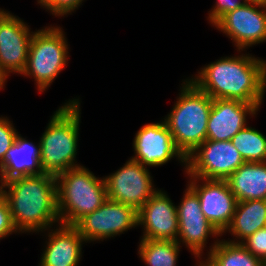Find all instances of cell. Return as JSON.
I'll use <instances>...</instances> for the list:
<instances>
[{
  "label": "cell",
  "instance_id": "cell-1",
  "mask_svg": "<svg viewBox=\"0 0 266 266\" xmlns=\"http://www.w3.org/2000/svg\"><path fill=\"white\" fill-rule=\"evenodd\" d=\"M189 79L212 99L262 104L266 92V60L250 53L221 57Z\"/></svg>",
  "mask_w": 266,
  "mask_h": 266
},
{
  "label": "cell",
  "instance_id": "cell-2",
  "mask_svg": "<svg viewBox=\"0 0 266 266\" xmlns=\"http://www.w3.org/2000/svg\"><path fill=\"white\" fill-rule=\"evenodd\" d=\"M0 192L8 202L19 233H42L60 224L54 175L14 177L0 184Z\"/></svg>",
  "mask_w": 266,
  "mask_h": 266
},
{
  "label": "cell",
  "instance_id": "cell-3",
  "mask_svg": "<svg viewBox=\"0 0 266 266\" xmlns=\"http://www.w3.org/2000/svg\"><path fill=\"white\" fill-rule=\"evenodd\" d=\"M79 98L69 99L50 117L47 127L39 139L40 165L44 173L57 176L77 163L79 127L81 122Z\"/></svg>",
  "mask_w": 266,
  "mask_h": 266
},
{
  "label": "cell",
  "instance_id": "cell-4",
  "mask_svg": "<svg viewBox=\"0 0 266 266\" xmlns=\"http://www.w3.org/2000/svg\"><path fill=\"white\" fill-rule=\"evenodd\" d=\"M181 85L177 101L163 119L177 148L187 158L207 138L213 99L188 78Z\"/></svg>",
  "mask_w": 266,
  "mask_h": 266
},
{
  "label": "cell",
  "instance_id": "cell-5",
  "mask_svg": "<svg viewBox=\"0 0 266 266\" xmlns=\"http://www.w3.org/2000/svg\"><path fill=\"white\" fill-rule=\"evenodd\" d=\"M56 177L60 224L74 226L106 200V184L85 166L71 168Z\"/></svg>",
  "mask_w": 266,
  "mask_h": 266
},
{
  "label": "cell",
  "instance_id": "cell-6",
  "mask_svg": "<svg viewBox=\"0 0 266 266\" xmlns=\"http://www.w3.org/2000/svg\"><path fill=\"white\" fill-rule=\"evenodd\" d=\"M66 34L60 26L34 31L27 64L21 75L33 77L38 91L44 92L67 66L70 54Z\"/></svg>",
  "mask_w": 266,
  "mask_h": 266
},
{
  "label": "cell",
  "instance_id": "cell-7",
  "mask_svg": "<svg viewBox=\"0 0 266 266\" xmlns=\"http://www.w3.org/2000/svg\"><path fill=\"white\" fill-rule=\"evenodd\" d=\"M244 163V159L231 140L206 139L187 157L185 174L188 177L226 180Z\"/></svg>",
  "mask_w": 266,
  "mask_h": 266
},
{
  "label": "cell",
  "instance_id": "cell-8",
  "mask_svg": "<svg viewBox=\"0 0 266 266\" xmlns=\"http://www.w3.org/2000/svg\"><path fill=\"white\" fill-rule=\"evenodd\" d=\"M148 168L130 157L122 167L104 177L107 199L138 211L158 190Z\"/></svg>",
  "mask_w": 266,
  "mask_h": 266
},
{
  "label": "cell",
  "instance_id": "cell-9",
  "mask_svg": "<svg viewBox=\"0 0 266 266\" xmlns=\"http://www.w3.org/2000/svg\"><path fill=\"white\" fill-rule=\"evenodd\" d=\"M138 211L107 199L97 210L82 217L74 227L86 243L103 241L138 226Z\"/></svg>",
  "mask_w": 266,
  "mask_h": 266
},
{
  "label": "cell",
  "instance_id": "cell-10",
  "mask_svg": "<svg viewBox=\"0 0 266 266\" xmlns=\"http://www.w3.org/2000/svg\"><path fill=\"white\" fill-rule=\"evenodd\" d=\"M213 27L226 34L237 52L266 42V5L245 2L226 13Z\"/></svg>",
  "mask_w": 266,
  "mask_h": 266
},
{
  "label": "cell",
  "instance_id": "cell-11",
  "mask_svg": "<svg viewBox=\"0 0 266 266\" xmlns=\"http://www.w3.org/2000/svg\"><path fill=\"white\" fill-rule=\"evenodd\" d=\"M133 149L131 158L145 167H159L176 158L186 172L187 158L177 148L164 120L143 125L135 134Z\"/></svg>",
  "mask_w": 266,
  "mask_h": 266
},
{
  "label": "cell",
  "instance_id": "cell-12",
  "mask_svg": "<svg viewBox=\"0 0 266 266\" xmlns=\"http://www.w3.org/2000/svg\"><path fill=\"white\" fill-rule=\"evenodd\" d=\"M177 208L179 222L177 242L185 245L196 258H203V250L210 237L222 235L202 213L197 193L187 184ZM182 242V243H181Z\"/></svg>",
  "mask_w": 266,
  "mask_h": 266
},
{
  "label": "cell",
  "instance_id": "cell-13",
  "mask_svg": "<svg viewBox=\"0 0 266 266\" xmlns=\"http://www.w3.org/2000/svg\"><path fill=\"white\" fill-rule=\"evenodd\" d=\"M20 17L2 9L0 11V67L10 73L25 70L31 38L34 34Z\"/></svg>",
  "mask_w": 266,
  "mask_h": 266
},
{
  "label": "cell",
  "instance_id": "cell-14",
  "mask_svg": "<svg viewBox=\"0 0 266 266\" xmlns=\"http://www.w3.org/2000/svg\"><path fill=\"white\" fill-rule=\"evenodd\" d=\"M189 180L187 183L197 193L202 213L222 234L230 225L238 203L227 181L199 177Z\"/></svg>",
  "mask_w": 266,
  "mask_h": 266
},
{
  "label": "cell",
  "instance_id": "cell-15",
  "mask_svg": "<svg viewBox=\"0 0 266 266\" xmlns=\"http://www.w3.org/2000/svg\"><path fill=\"white\" fill-rule=\"evenodd\" d=\"M137 219L143 229L141 239L177 241V208L165 191L158 189L138 210Z\"/></svg>",
  "mask_w": 266,
  "mask_h": 266
},
{
  "label": "cell",
  "instance_id": "cell-16",
  "mask_svg": "<svg viewBox=\"0 0 266 266\" xmlns=\"http://www.w3.org/2000/svg\"><path fill=\"white\" fill-rule=\"evenodd\" d=\"M261 104L238 100L213 99L207 123V138L213 141L231 140L247 125L248 115L256 116Z\"/></svg>",
  "mask_w": 266,
  "mask_h": 266
},
{
  "label": "cell",
  "instance_id": "cell-17",
  "mask_svg": "<svg viewBox=\"0 0 266 266\" xmlns=\"http://www.w3.org/2000/svg\"><path fill=\"white\" fill-rule=\"evenodd\" d=\"M46 231L48 241L38 266H78L82 245L86 243L78 230L71 225L59 224Z\"/></svg>",
  "mask_w": 266,
  "mask_h": 266
},
{
  "label": "cell",
  "instance_id": "cell-18",
  "mask_svg": "<svg viewBox=\"0 0 266 266\" xmlns=\"http://www.w3.org/2000/svg\"><path fill=\"white\" fill-rule=\"evenodd\" d=\"M39 159L40 142L34 144L18 134L0 166V184L14 177L44 173Z\"/></svg>",
  "mask_w": 266,
  "mask_h": 266
},
{
  "label": "cell",
  "instance_id": "cell-19",
  "mask_svg": "<svg viewBox=\"0 0 266 266\" xmlns=\"http://www.w3.org/2000/svg\"><path fill=\"white\" fill-rule=\"evenodd\" d=\"M226 181L238 202L266 200V162H245Z\"/></svg>",
  "mask_w": 266,
  "mask_h": 266
},
{
  "label": "cell",
  "instance_id": "cell-20",
  "mask_svg": "<svg viewBox=\"0 0 266 266\" xmlns=\"http://www.w3.org/2000/svg\"><path fill=\"white\" fill-rule=\"evenodd\" d=\"M266 227V200H248L237 203L236 210L232 217L230 225L221 234L226 232L233 236L227 241L233 243H242L257 230ZM230 239V240H229Z\"/></svg>",
  "mask_w": 266,
  "mask_h": 266
},
{
  "label": "cell",
  "instance_id": "cell-21",
  "mask_svg": "<svg viewBox=\"0 0 266 266\" xmlns=\"http://www.w3.org/2000/svg\"><path fill=\"white\" fill-rule=\"evenodd\" d=\"M206 253V259L213 266H264L263 261L250 253L241 243L225 239L214 240Z\"/></svg>",
  "mask_w": 266,
  "mask_h": 266
},
{
  "label": "cell",
  "instance_id": "cell-22",
  "mask_svg": "<svg viewBox=\"0 0 266 266\" xmlns=\"http://www.w3.org/2000/svg\"><path fill=\"white\" fill-rule=\"evenodd\" d=\"M181 247L173 240L140 239L138 254L147 266H177Z\"/></svg>",
  "mask_w": 266,
  "mask_h": 266
},
{
  "label": "cell",
  "instance_id": "cell-23",
  "mask_svg": "<svg viewBox=\"0 0 266 266\" xmlns=\"http://www.w3.org/2000/svg\"><path fill=\"white\" fill-rule=\"evenodd\" d=\"M245 162H266V136L248 126L231 139Z\"/></svg>",
  "mask_w": 266,
  "mask_h": 266
},
{
  "label": "cell",
  "instance_id": "cell-24",
  "mask_svg": "<svg viewBox=\"0 0 266 266\" xmlns=\"http://www.w3.org/2000/svg\"><path fill=\"white\" fill-rule=\"evenodd\" d=\"M8 117H0V166L5 160L7 151L13 146L19 134L14 124Z\"/></svg>",
  "mask_w": 266,
  "mask_h": 266
},
{
  "label": "cell",
  "instance_id": "cell-25",
  "mask_svg": "<svg viewBox=\"0 0 266 266\" xmlns=\"http://www.w3.org/2000/svg\"><path fill=\"white\" fill-rule=\"evenodd\" d=\"M84 0H37V4L47 9L52 15L65 17L81 6Z\"/></svg>",
  "mask_w": 266,
  "mask_h": 266
},
{
  "label": "cell",
  "instance_id": "cell-26",
  "mask_svg": "<svg viewBox=\"0 0 266 266\" xmlns=\"http://www.w3.org/2000/svg\"><path fill=\"white\" fill-rule=\"evenodd\" d=\"M241 244L254 256L264 261L266 259V227L257 230Z\"/></svg>",
  "mask_w": 266,
  "mask_h": 266
},
{
  "label": "cell",
  "instance_id": "cell-27",
  "mask_svg": "<svg viewBox=\"0 0 266 266\" xmlns=\"http://www.w3.org/2000/svg\"><path fill=\"white\" fill-rule=\"evenodd\" d=\"M245 2V0H216L213 8L208 12L207 20L214 26L226 13L234 11Z\"/></svg>",
  "mask_w": 266,
  "mask_h": 266
},
{
  "label": "cell",
  "instance_id": "cell-28",
  "mask_svg": "<svg viewBox=\"0 0 266 266\" xmlns=\"http://www.w3.org/2000/svg\"><path fill=\"white\" fill-rule=\"evenodd\" d=\"M14 233L19 234L14 226L8 202L0 192V240Z\"/></svg>",
  "mask_w": 266,
  "mask_h": 266
},
{
  "label": "cell",
  "instance_id": "cell-29",
  "mask_svg": "<svg viewBox=\"0 0 266 266\" xmlns=\"http://www.w3.org/2000/svg\"><path fill=\"white\" fill-rule=\"evenodd\" d=\"M8 75L3 71V69L0 67V90L5 88V83L7 82Z\"/></svg>",
  "mask_w": 266,
  "mask_h": 266
},
{
  "label": "cell",
  "instance_id": "cell-30",
  "mask_svg": "<svg viewBox=\"0 0 266 266\" xmlns=\"http://www.w3.org/2000/svg\"><path fill=\"white\" fill-rule=\"evenodd\" d=\"M199 259V260H198ZM195 266H213L207 259L202 260V258H197V263Z\"/></svg>",
  "mask_w": 266,
  "mask_h": 266
},
{
  "label": "cell",
  "instance_id": "cell-31",
  "mask_svg": "<svg viewBox=\"0 0 266 266\" xmlns=\"http://www.w3.org/2000/svg\"><path fill=\"white\" fill-rule=\"evenodd\" d=\"M246 2L259 3L266 5V0H245Z\"/></svg>",
  "mask_w": 266,
  "mask_h": 266
}]
</instances>
